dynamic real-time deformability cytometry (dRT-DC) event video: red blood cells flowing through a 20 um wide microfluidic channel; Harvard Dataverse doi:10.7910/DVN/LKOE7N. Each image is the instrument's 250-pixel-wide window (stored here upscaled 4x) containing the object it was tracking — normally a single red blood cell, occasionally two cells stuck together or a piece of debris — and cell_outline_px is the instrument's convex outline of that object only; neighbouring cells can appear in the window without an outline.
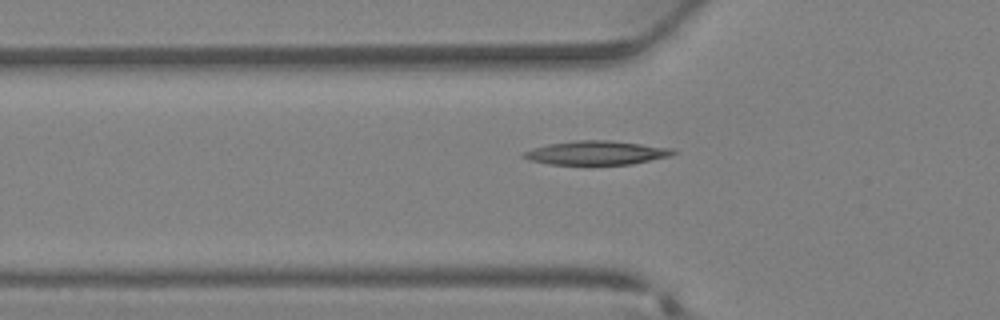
{"species": "Egyptian fruit bat (a non-hibernating species)", "species_latin": "Rousettus aegyptiacus", "temperature_condition": "warm", "stored_images_in_passage": 28, "camera_frame_rate_fps": 3000, "um_per_image_px": 0.085, "animal": {"sex": "female"}, "frame": {"image": 1, "passage_image": 7, "time_ms": 2.0, "image_size_px": [1000, 320], "cell_outline_px": [[680, 152], [672, 156], [632, 164], [548, 164], [532, 160], [520, 156], [524, 152], [532, 148], [548, 144], [576, 140], [608, 140], [672, 148]], "centroid_in_image_um": [50.74, 12.99], "position_along_channel_um": 75.1, "area_um2": 20.75}}
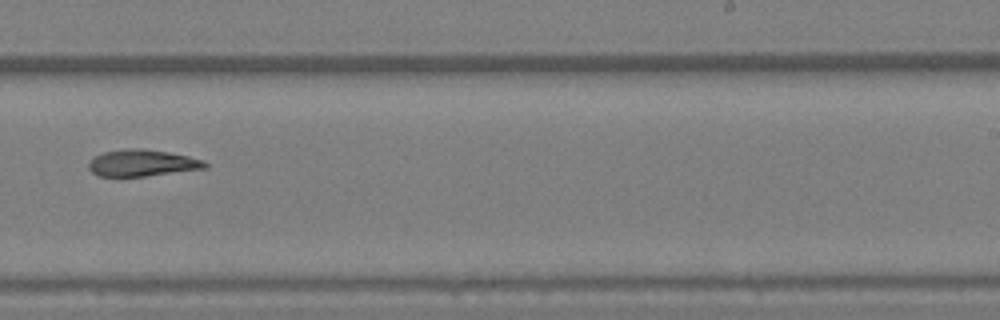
{"frame": {"image": 2, "passage_image": 18, "time_ms": 5.667, "image_size_px": [1000, 320], "cell_outline_px": [[208, 168], [144, 176], [96, 176], [88, 168], [88, 160], [104, 152], [136, 148], [140, 148], [168, 152], [188, 156], [204, 160], [208, 164]], "centroid_in_image_um": [12.09, 13.86], "position_along_channel_um": 276.9, "area_um2": 17.98}}
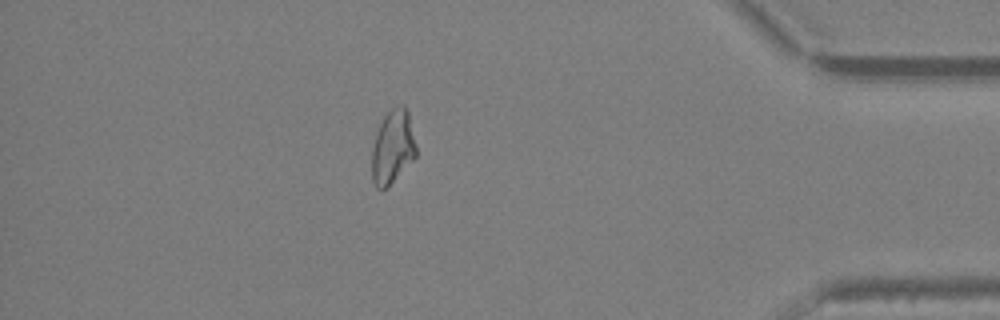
{"frame": {"image": 3, "passage_image": 27, "time_ms": 8.667, "image_size_px": [1000, 320], "cell_outline_px": [[416, 156], [388, 188], [376, 188], [372, 180], [372, 148], [380, 124], [384, 116], [392, 108], [400, 104], [404, 104], [408, 108], [416, 148]], "centroid_in_image_um": [33.39, 12.49], "position_along_channel_um": 401.8, "area_um2": 19.02}}